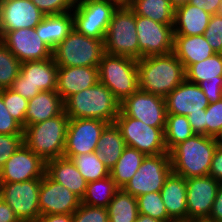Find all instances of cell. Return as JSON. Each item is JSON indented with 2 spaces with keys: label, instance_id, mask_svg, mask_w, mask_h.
I'll return each instance as SVG.
<instances>
[{
  "label": "cell",
  "instance_id": "4316f807",
  "mask_svg": "<svg viewBox=\"0 0 222 222\" xmlns=\"http://www.w3.org/2000/svg\"><path fill=\"white\" fill-rule=\"evenodd\" d=\"M211 16L205 10L189 3L176 8L174 35H203Z\"/></svg>",
  "mask_w": 222,
  "mask_h": 222
},
{
  "label": "cell",
  "instance_id": "277c9868",
  "mask_svg": "<svg viewBox=\"0 0 222 222\" xmlns=\"http://www.w3.org/2000/svg\"><path fill=\"white\" fill-rule=\"evenodd\" d=\"M69 116L61 113L43 122L24 127V144L45 162L63 157Z\"/></svg>",
  "mask_w": 222,
  "mask_h": 222
},
{
  "label": "cell",
  "instance_id": "8d00e7d4",
  "mask_svg": "<svg viewBox=\"0 0 222 222\" xmlns=\"http://www.w3.org/2000/svg\"><path fill=\"white\" fill-rule=\"evenodd\" d=\"M22 63L0 40V90L11 88L21 72Z\"/></svg>",
  "mask_w": 222,
  "mask_h": 222
},
{
  "label": "cell",
  "instance_id": "6da1fadb",
  "mask_svg": "<svg viewBox=\"0 0 222 222\" xmlns=\"http://www.w3.org/2000/svg\"><path fill=\"white\" fill-rule=\"evenodd\" d=\"M139 89L166 97L186 79L181 61L172 52L137 60Z\"/></svg>",
  "mask_w": 222,
  "mask_h": 222
},
{
  "label": "cell",
  "instance_id": "9c48e42d",
  "mask_svg": "<svg viewBox=\"0 0 222 222\" xmlns=\"http://www.w3.org/2000/svg\"><path fill=\"white\" fill-rule=\"evenodd\" d=\"M119 6L108 0H84L75 4L74 28L83 35L104 42L108 24Z\"/></svg>",
  "mask_w": 222,
  "mask_h": 222
},
{
  "label": "cell",
  "instance_id": "e575fe53",
  "mask_svg": "<svg viewBox=\"0 0 222 222\" xmlns=\"http://www.w3.org/2000/svg\"><path fill=\"white\" fill-rule=\"evenodd\" d=\"M194 134L187 116L167 114L164 137L168 153Z\"/></svg>",
  "mask_w": 222,
  "mask_h": 222
},
{
  "label": "cell",
  "instance_id": "4fadbf2b",
  "mask_svg": "<svg viewBox=\"0 0 222 222\" xmlns=\"http://www.w3.org/2000/svg\"><path fill=\"white\" fill-rule=\"evenodd\" d=\"M109 123L89 118H69L63 157L71 159L75 155L96 151L102 131Z\"/></svg>",
  "mask_w": 222,
  "mask_h": 222
},
{
  "label": "cell",
  "instance_id": "680465c9",
  "mask_svg": "<svg viewBox=\"0 0 222 222\" xmlns=\"http://www.w3.org/2000/svg\"><path fill=\"white\" fill-rule=\"evenodd\" d=\"M216 141H217L218 146H222V130H221V132L217 135Z\"/></svg>",
  "mask_w": 222,
  "mask_h": 222
},
{
  "label": "cell",
  "instance_id": "3957f363",
  "mask_svg": "<svg viewBox=\"0 0 222 222\" xmlns=\"http://www.w3.org/2000/svg\"><path fill=\"white\" fill-rule=\"evenodd\" d=\"M69 118L98 119L114 123L120 111V102L108 87L101 82L70 96L65 102Z\"/></svg>",
  "mask_w": 222,
  "mask_h": 222
},
{
  "label": "cell",
  "instance_id": "74e56055",
  "mask_svg": "<svg viewBox=\"0 0 222 222\" xmlns=\"http://www.w3.org/2000/svg\"><path fill=\"white\" fill-rule=\"evenodd\" d=\"M139 214L148 215L154 219L173 222L168 216L160 192H151L137 197Z\"/></svg>",
  "mask_w": 222,
  "mask_h": 222
},
{
  "label": "cell",
  "instance_id": "7402d4cb",
  "mask_svg": "<svg viewBox=\"0 0 222 222\" xmlns=\"http://www.w3.org/2000/svg\"><path fill=\"white\" fill-rule=\"evenodd\" d=\"M186 192V179L183 176L171 172L160 194L168 216L173 221H188Z\"/></svg>",
  "mask_w": 222,
  "mask_h": 222
},
{
  "label": "cell",
  "instance_id": "44dd1931",
  "mask_svg": "<svg viewBox=\"0 0 222 222\" xmlns=\"http://www.w3.org/2000/svg\"><path fill=\"white\" fill-rule=\"evenodd\" d=\"M99 82L98 67L58 66L56 91L65 102L70 96L96 85Z\"/></svg>",
  "mask_w": 222,
  "mask_h": 222
},
{
  "label": "cell",
  "instance_id": "7a4b0ae2",
  "mask_svg": "<svg viewBox=\"0 0 222 222\" xmlns=\"http://www.w3.org/2000/svg\"><path fill=\"white\" fill-rule=\"evenodd\" d=\"M217 146L215 137L194 134L169 152L172 172L185 179L207 176Z\"/></svg>",
  "mask_w": 222,
  "mask_h": 222
},
{
  "label": "cell",
  "instance_id": "8fae6325",
  "mask_svg": "<svg viewBox=\"0 0 222 222\" xmlns=\"http://www.w3.org/2000/svg\"><path fill=\"white\" fill-rule=\"evenodd\" d=\"M41 181L42 178H38L0 184V197L11 207L21 222H36L41 216L39 207Z\"/></svg>",
  "mask_w": 222,
  "mask_h": 222
},
{
  "label": "cell",
  "instance_id": "681fc988",
  "mask_svg": "<svg viewBox=\"0 0 222 222\" xmlns=\"http://www.w3.org/2000/svg\"><path fill=\"white\" fill-rule=\"evenodd\" d=\"M187 119L195 134L206 135L205 112L190 113Z\"/></svg>",
  "mask_w": 222,
  "mask_h": 222
},
{
  "label": "cell",
  "instance_id": "f6af8a7d",
  "mask_svg": "<svg viewBox=\"0 0 222 222\" xmlns=\"http://www.w3.org/2000/svg\"><path fill=\"white\" fill-rule=\"evenodd\" d=\"M23 127L8 112L0 96V134H23Z\"/></svg>",
  "mask_w": 222,
  "mask_h": 222
},
{
  "label": "cell",
  "instance_id": "94428289",
  "mask_svg": "<svg viewBox=\"0 0 222 222\" xmlns=\"http://www.w3.org/2000/svg\"><path fill=\"white\" fill-rule=\"evenodd\" d=\"M81 1H84V0H73V2L76 4L78 2H81Z\"/></svg>",
  "mask_w": 222,
  "mask_h": 222
},
{
  "label": "cell",
  "instance_id": "f1b7e54d",
  "mask_svg": "<svg viewBox=\"0 0 222 222\" xmlns=\"http://www.w3.org/2000/svg\"><path fill=\"white\" fill-rule=\"evenodd\" d=\"M126 147L121 131L115 123L108 124L101 133L96 152L99 159L110 170L122 155Z\"/></svg>",
  "mask_w": 222,
  "mask_h": 222
},
{
  "label": "cell",
  "instance_id": "ffe728a7",
  "mask_svg": "<svg viewBox=\"0 0 222 222\" xmlns=\"http://www.w3.org/2000/svg\"><path fill=\"white\" fill-rule=\"evenodd\" d=\"M167 114L188 116L190 113L206 112L210 104L202 89L185 79L166 97Z\"/></svg>",
  "mask_w": 222,
  "mask_h": 222
},
{
  "label": "cell",
  "instance_id": "484cf974",
  "mask_svg": "<svg viewBox=\"0 0 222 222\" xmlns=\"http://www.w3.org/2000/svg\"><path fill=\"white\" fill-rule=\"evenodd\" d=\"M173 53L181 61L185 71L192 64L215 54L203 35H174Z\"/></svg>",
  "mask_w": 222,
  "mask_h": 222
},
{
  "label": "cell",
  "instance_id": "b9f144b4",
  "mask_svg": "<svg viewBox=\"0 0 222 222\" xmlns=\"http://www.w3.org/2000/svg\"><path fill=\"white\" fill-rule=\"evenodd\" d=\"M203 36L215 53L222 54V17L220 14L211 16Z\"/></svg>",
  "mask_w": 222,
  "mask_h": 222
},
{
  "label": "cell",
  "instance_id": "4dcf8cb0",
  "mask_svg": "<svg viewBox=\"0 0 222 222\" xmlns=\"http://www.w3.org/2000/svg\"><path fill=\"white\" fill-rule=\"evenodd\" d=\"M145 156L144 153L135 148L128 146L124 148L116 165L109 170L110 177L119 188H123L135 175Z\"/></svg>",
  "mask_w": 222,
  "mask_h": 222
},
{
  "label": "cell",
  "instance_id": "52a82bcc",
  "mask_svg": "<svg viewBox=\"0 0 222 222\" xmlns=\"http://www.w3.org/2000/svg\"><path fill=\"white\" fill-rule=\"evenodd\" d=\"M136 15L128 6L114 12L104 38L105 53L139 60Z\"/></svg>",
  "mask_w": 222,
  "mask_h": 222
},
{
  "label": "cell",
  "instance_id": "30bf717a",
  "mask_svg": "<svg viewBox=\"0 0 222 222\" xmlns=\"http://www.w3.org/2000/svg\"><path fill=\"white\" fill-rule=\"evenodd\" d=\"M172 172L169 153L147 155L135 175L122 188L134 197L160 192Z\"/></svg>",
  "mask_w": 222,
  "mask_h": 222
},
{
  "label": "cell",
  "instance_id": "c3c4849f",
  "mask_svg": "<svg viewBox=\"0 0 222 222\" xmlns=\"http://www.w3.org/2000/svg\"><path fill=\"white\" fill-rule=\"evenodd\" d=\"M208 175L222 183V146H217L213 154L211 168Z\"/></svg>",
  "mask_w": 222,
  "mask_h": 222
},
{
  "label": "cell",
  "instance_id": "816d5d0a",
  "mask_svg": "<svg viewBox=\"0 0 222 222\" xmlns=\"http://www.w3.org/2000/svg\"><path fill=\"white\" fill-rule=\"evenodd\" d=\"M189 4L195 5L211 15H215L221 11L222 0H189Z\"/></svg>",
  "mask_w": 222,
  "mask_h": 222
},
{
  "label": "cell",
  "instance_id": "db71d44e",
  "mask_svg": "<svg viewBox=\"0 0 222 222\" xmlns=\"http://www.w3.org/2000/svg\"><path fill=\"white\" fill-rule=\"evenodd\" d=\"M36 222H73V214L41 215Z\"/></svg>",
  "mask_w": 222,
  "mask_h": 222
},
{
  "label": "cell",
  "instance_id": "2e32d148",
  "mask_svg": "<svg viewBox=\"0 0 222 222\" xmlns=\"http://www.w3.org/2000/svg\"><path fill=\"white\" fill-rule=\"evenodd\" d=\"M46 162L23 144L0 170V183L24 182L42 178Z\"/></svg>",
  "mask_w": 222,
  "mask_h": 222
},
{
  "label": "cell",
  "instance_id": "ba28073f",
  "mask_svg": "<svg viewBox=\"0 0 222 222\" xmlns=\"http://www.w3.org/2000/svg\"><path fill=\"white\" fill-rule=\"evenodd\" d=\"M115 125L121 131L125 145L147 155L168 153L165 145V127H151L141 120L128 117L119 111Z\"/></svg>",
  "mask_w": 222,
  "mask_h": 222
},
{
  "label": "cell",
  "instance_id": "f35d334b",
  "mask_svg": "<svg viewBox=\"0 0 222 222\" xmlns=\"http://www.w3.org/2000/svg\"><path fill=\"white\" fill-rule=\"evenodd\" d=\"M0 96L2 97L8 112L24 128L25 114L28 108L29 100L22 97L11 88L0 90Z\"/></svg>",
  "mask_w": 222,
  "mask_h": 222
},
{
  "label": "cell",
  "instance_id": "5b68a950",
  "mask_svg": "<svg viewBox=\"0 0 222 222\" xmlns=\"http://www.w3.org/2000/svg\"><path fill=\"white\" fill-rule=\"evenodd\" d=\"M99 82L121 103L139 89L137 60L104 53L98 64Z\"/></svg>",
  "mask_w": 222,
  "mask_h": 222
},
{
  "label": "cell",
  "instance_id": "f907efd6",
  "mask_svg": "<svg viewBox=\"0 0 222 222\" xmlns=\"http://www.w3.org/2000/svg\"><path fill=\"white\" fill-rule=\"evenodd\" d=\"M206 220L209 222H222V183L218 187L211 212Z\"/></svg>",
  "mask_w": 222,
  "mask_h": 222
},
{
  "label": "cell",
  "instance_id": "d4e9b609",
  "mask_svg": "<svg viewBox=\"0 0 222 222\" xmlns=\"http://www.w3.org/2000/svg\"><path fill=\"white\" fill-rule=\"evenodd\" d=\"M64 111V101L57 91H40L28 101L25 127L58 116Z\"/></svg>",
  "mask_w": 222,
  "mask_h": 222
},
{
  "label": "cell",
  "instance_id": "d6a6232c",
  "mask_svg": "<svg viewBox=\"0 0 222 222\" xmlns=\"http://www.w3.org/2000/svg\"><path fill=\"white\" fill-rule=\"evenodd\" d=\"M185 74L188 81L196 84L205 80L222 82V54L215 53L205 60L192 64Z\"/></svg>",
  "mask_w": 222,
  "mask_h": 222
},
{
  "label": "cell",
  "instance_id": "5bb4252c",
  "mask_svg": "<svg viewBox=\"0 0 222 222\" xmlns=\"http://www.w3.org/2000/svg\"><path fill=\"white\" fill-rule=\"evenodd\" d=\"M120 111L151 127H165L167 109L164 97L138 89L120 103Z\"/></svg>",
  "mask_w": 222,
  "mask_h": 222
},
{
  "label": "cell",
  "instance_id": "6f0895ef",
  "mask_svg": "<svg viewBox=\"0 0 222 222\" xmlns=\"http://www.w3.org/2000/svg\"><path fill=\"white\" fill-rule=\"evenodd\" d=\"M120 6H129L132 0H108Z\"/></svg>",
  "mask_w": 222,
  "mask_h": 222
},
{
  "label": "cell",
  "instance_id": "1f68e13d",
  "mask_svg": "<svg viewBox=\"0 0 222 222\" xmlns=\"http://www.w3.org/2000/svg\"><path fill=\"white\" fill-rule=\"evenodd\" d=\"M109 222H135L139 215L137 198L120 188L107 206Z\"/></svg>",
  "mask_w": 222,
  "mask_h": 222
},
{
  "label": "cell",
  "instance_id": "ab89813d",
  "mask_svg": "<svg viewBox=\"0 0 222 222\" xmlns=\"http://www.w3.org/2000/svg\"><path fill=\"white\" fill-rule=\"evenodd\" d=\"M206 135L217 137L222 130V98L210 103L205 112Z\"/></svg>",
  "mask_w": 222,
  "mask_h": 222
},
{
  "label": "cell",
  "instance_id": "7c38bea8",
  "mask_svg": "<svg viewBox=\"0 0 222 222\" xmlns=\"http://www.w3.org/2000/svg\"><path fill=\"white\" fill-rule=\"evenodd\" d=\"M136 29L139 59L148 56L167 55L173 52V26L136 15Z\"/></svg>",
  "mask_w": 222,
  "mask_h": 222
},
{
  "label": "cell",
  "instance_id": "d6986e66",
  "mask_svg": "<svg viewBox=\"0 0 222 222\" xmlns=\"http://www.w3.org/2000/svg\"><path fill=\"white\" fill-rule=\"evenodd\" d=\"M44 16L32 0H5L0 3V37L7 31L35 28Z\"/></svg>",
  "mask_w": 222,
  "mask_h": 222
},
{
  "label": "cell",
  "instance_id": "be15d7a7",
  "mask_svg": "<svg viewBox=\"0 0 222 222\" xmlns=\"http://www.w3.org/2000/svg\"><path fill=\"white\" fill-rule=\"evenodd\" d=\"M219 14L221 15V17H222V5H221V11L219 12Z\"/></svg>",
  "mask_w": 222,
  "mask_h": 222
},
{
  "label": "cell",
  "instance_id": "83f0119b",
  "mask_svg": "<svg viewBox=\"0 0 222 222\" xmlns=\"http://www.w3.org/2000/svg\"><path fill=\"white\" fill-rule=\"evenodd\" d=\"M74 29L72 11L46 15L35 27L38 36L54 50L63 39Z\"/></svg>",
  "mask_w": 222,
  "mask_h": 222
},
{
  "label": "cell",
  "instance_id": "e0dca14e",
  "mask_svg": "<svg viewBox=\"0 0 222 222\" xmlns=\"http://www.w3.org/2000/svg\"><path fill=\"white\" fill-rule=\"evenodd\" d=\"M220 184L210 175L186 179L188 221L209 217Z\"/></svg>",
  "mask_w": 222,
  "mask_h": 222
},
{
  "label": "cell",
  "instance_id": "91938a15",
  "mask_svg": "<svg viewBox=\"0 0 222 222\" xmlns=\"http://www.w3.org/2000/svg\"><path fill=\"white\" fill-rule=\"evenodd\" d=\"M195 222H209L207 220H196Z\"/></svg>",
  "mask_w": 222,
  "mask_h": 222
},
{
  "label": "cell",
  "instance_id": "7dc6e473",
  "mask_svg": "<svg viewBox=\"0 0 222 222\" xmlns=\"http://www.w3.org/2000/svg\"><path fill=\"white\" fill-rule=\"evenodd\" d=\"M11 89L26 99L34 98L41 90L30 84H20V74L13 81Z\"/></svg>",
  "mask_w": 222,
  "mask_h": 222
},
{
  "label": "cell",
  "instance_id": "ac0fdd59",
  "mask_svg": "<svg viewBox=\"0 0 222 222\" xmlns=\"http://www.w3.org/2000/svg\"><path fill=\"white\" fill-rule=\"evenodd\" d=\"M81 199L61 183L52 180L46 173L39 189L40 214H73Z\"/></svg>",
  "mask_w": 222,
  "mask_h": 222
},
{
  "label": "cell",
  "instance_id": "603a6c76",
  "mask_svg": "<svg viewBox=\"0 0 222 222\" xmlns=\"http://www.w3.org/2000/svg\"><path fill=\"white\" fill-rule=\"evenodd\" d=\"M58 65L54 58L22 63L20 84H30L41 91H56Z\"/></svg>",
  "mask_w": 222,
  "mask_h": 222
},
{
  "label": "cell",
  "instance_id": "9f6ffc18",
  "mask_svg": "<svg viewBox=\"0 0 222 222\" xmlns=\"http://www.w3.org/2000/svg\"><path fill=\"white\" fill-rule=\"evenodd\" d=\"M169 1L175 9L189 3V0H169Z\"/></svg>",
  "mask_w": 222,
  "mask_h": 222
},
{
  "label": "cell",
  "instance_id": "11a10c76",
  "mask_svg": "<svg viewBox=\"0 0 222 222\" xmlns=\"http://www.w3.org/2000/svg\"><path fill=\"white\" fill-rule=\"evenodd\" d=\"M135 222H164V221L154 219L148 215L139 214Z\"/></svg>",
  "mask_w": 222,
  "mask_h": 222
},
{
  "label": "cell",
  "instance_id": "836d02e7",
  "mask_svg": "<svg viewBox=\"0 0 222 222\" xmlns=\"http://www.w3.org/2000/svg\"><path fill=\"white\" fill-rule=\"evenodd\" d=\"M120 188L109 176L87 183L86 192L81 199L82 204L107 208L113 196Z\"/></svg>",
  "mask_w": 222,
  "mask_h": 222
},
{
  "label": "cell",
  "instance_id": "cb8c5ba5",
  "mask_svg": "<svg viewBox=\"0 0 222 222\" xmlns=\"http://www.w3.org/2000/svg\"><path fill=\"white\" fill-rule=\"evenodd\" d=\"M45 173L54 181L61 183L82 199L86 192L87 181L71 159L60 157L46 161Z\"/></svg>",
  "mask_w": 222,
  "mask_h": 222
},
{
  "label": "cell",
  "instance_id": "f546056e",
  "mask_svg": "<svg viewBox=\"0 0 222 222\" xmlns=\"http://www.w3.org/2000/svg\"><path fill=\"white\" fill-rule=\"evenodd\" d=\"M128 7L135 15L174 26L175 8L169 0H132Z\"/></svg>",
  "mask_w": 222,
  "mask_h": 222
},
{
  "label": "cell",
  "instance_id": "8992f818",
  "mask_svg": "<svg viewBox=\"0 0 222 222\" xmlns=\"http://www.w3.org/2000/svg\"><path fill=\"white\" fill-rule=\"evenodd\" d=\"M104 53L102 40L87 37L74 28L53 50V58L61 67H98Z\"/></svg>",
  "mask_w": 222,
  "mask_h": 222
},
{
  "label": "cell",
  "instance_id": "6125c7cd",
  "mask_svg": "<svg viewBox=\"0 0 222 222\" xmlns=\"http://www.w3.org/2000/svg\"><path fill=\"white\" fill-rule=\"evenodd\" d=\"M173 222H195V221H173Z\"/></svg>",
  "mask_w": 222,
  "mask_h": 222
},
{
  "label": "cell",
  "instance_id": "9a60e30c",
  "mask_svg": "<svg viewBox=\"0 0 222 222\" xmlns=\"http://www.w3.org/2000/svg\"><path fill=\"white\" fill-rule=\"evenodd\" d=\"M0 40L21 63L53 57V50L38 36L35 28L7 31Z\"/></svg>",
  "mask_w": 222,
  "mask_h": 222
},
{
  "label": "cell",
  "instance_id": "bcb514c9",
  "mask_svg": "<svg viewBox=\"0 0 222 222\" xmlns=\"http://www.w3.org/2000/svg\"><path fill=\"white\" fill-rule=\"evenodd\" d=\"M197 85L202 89L209 103H214L222 98V82L205 80L199 82Z\"/></svg>",
  "mask_w": 222,
  "mask_h": 222
},
{
  "label": "cell",
  "instance_id": "d590c367",
  "mask_svg": "<svg viewBox=\"0 0 222 222\" xmlns=\"http://www.w3.org/2000/svg\"><path fill=\"white\" fill-rule=\"evenodd\" d=\"M84 179L89 182L109 176V169L99 159L97 152L83 153L71 158Z\"/></svg>",
  "mask_w": 222,
  "mask_h": 222
},
{
  "label": "cell",
  "instance_id": "7bdbcfd3",
  "mask_svg": "<svg viewBox=\"0 0 222 222\" xmlns=\"http://www.w3.org/2000/svg\"><path fill=\"white\" fill-rule=\"evenodd\" d=\"M24 144V134H0V170L5 162Z\"/></svg>",
  "mask_w": 222,
  "mask_h": 222
},
{
  "label": "cell",
  "instance_id": "f5cc1de1",
  "mask_svg": "<svg viewBox=\"0 0 222 222\" xmlns=\"http://www.w3.org/2000/svg\"><path fill=\"white\" fill-rule=\"evenodd\" d=\"M0 222H21L11 207L0 197Z\"/></svg>",
  "mask_w": 222,
  "mask_h": 222
},
{
  "label": "cell",
  "instance_id": "60d3db41",
  "mask_svg": "<svg viewBox=\"0 0 222 222\" xmlns=\"http://www.w3.org/2000/svg\"><path fill=\"white\" fill-rule=\"evenodd\" d=\"M73 222H109L107 208L80 204L73 213Z\"/></svg>",
  "mask_w": 222,
  "mask_h": 222
},
{
  "label": "cell",
  "instance_id": "ee69618b",
  "mask_svg": "<svg viewBox=\"0 0 222 222\" xmlns=\"http://www.w3.org/2000/svg\"><path fill=\"white\" fill-rule=\"evenodd\" d=\"M32 2L46 15L62 14L74 9L73 0H32Z\"/></svg>",
  "mask_w": 222,
  "mask_h": 222
}]
</instances>
